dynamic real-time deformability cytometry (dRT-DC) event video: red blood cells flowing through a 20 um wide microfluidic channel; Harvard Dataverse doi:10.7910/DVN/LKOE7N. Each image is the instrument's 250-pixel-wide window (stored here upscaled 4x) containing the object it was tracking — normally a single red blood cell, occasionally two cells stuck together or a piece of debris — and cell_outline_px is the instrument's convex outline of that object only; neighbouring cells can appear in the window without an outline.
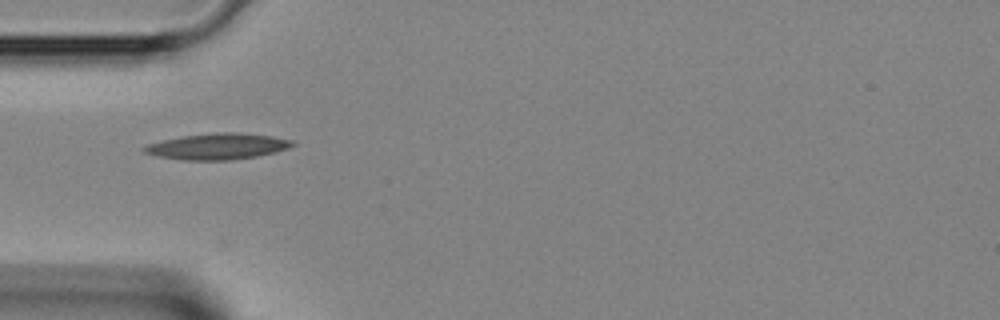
{"species": "Egyptian fruit bat (a non-hibernating species)", "species_latin": "Rousettus aegyptiacus", "temperature_condition": "room temperature", "stored_images_in_passage": 28, "camera_frame_rate_fps": 3000, "um_per_image_px": 0.085, "animal": {"sex": "female"}, "frame": {"image": 1, "passage_image": 2, "time_ms": 0.333, "image_size_px": [1000, 320], "cell_outline_px": [[296, 144], [288, 148], [256, 156], [228, 160], [184, 160], [156, 156], [144, 152], [140, 148], [148, 144], [164, 140], [184, 136], [216, 132], [240, 132], [272, 136], [292, 140]], "centroid_in_image_um": [18.48, 12.44], "position_along_channel_um": 66.5, "area_um2": 22.37}}
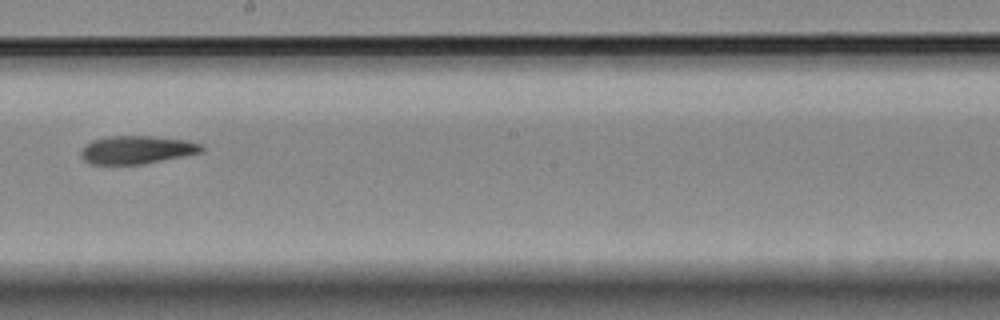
{"frame": {"image": 2, "passage_image": 13, "time_ms": 4.0, "image_size_px": [1000, 320], "cell_outline_px": [[204, 152], [140, 164], [88, 164], [80, 156], [80, 148], [92, 140], [108, 136], [152, 136], [188, 140], [200, 144], [204, 148]], "centroid_in_image_um": [11.59, 12.72], "position_along_channel_um": 236.6, "area_um2": 19.83}}
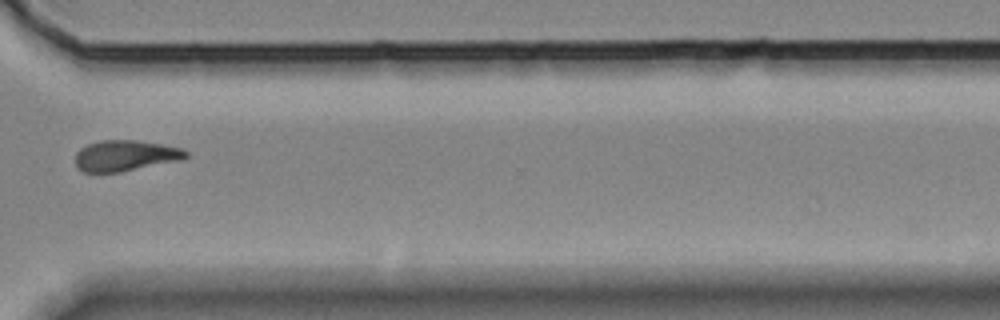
{"frame": {"image": 3, "passage_image": 21, "time_ms": 6.667, "image_size_px": [1000, 320], "cell_outline_px": [[188, 156], [180, 160], [120, 172], [84, 172], [76, 168], [76, 152], [80, 148], [88, 144], [100, 140], [136, 140], [160, 144], [180, 148], [188, 152]], "centroid_in_image_um": [10.62, 13.23], "position_along_channel_um": 360.0, "area_um2": 19.77}}